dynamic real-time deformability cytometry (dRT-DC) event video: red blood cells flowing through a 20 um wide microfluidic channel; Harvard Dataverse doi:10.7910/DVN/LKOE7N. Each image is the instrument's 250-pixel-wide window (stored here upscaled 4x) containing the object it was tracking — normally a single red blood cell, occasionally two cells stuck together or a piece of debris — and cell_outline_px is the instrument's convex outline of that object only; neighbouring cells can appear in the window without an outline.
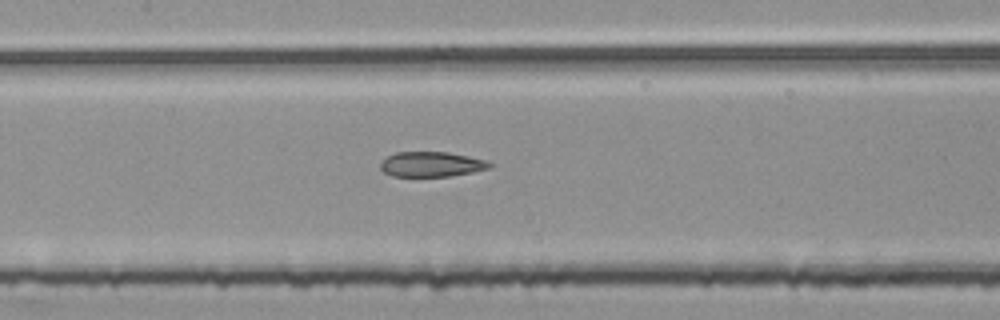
{"species": "common noctule bat (a hibernating species)", "species_latin": "Nyctalus noctula", "temperature_condition": "room temperature", "stored_images_in_passage": 39, "segment_of_instrument_passage": [2, 2], "camera_frame_rate_fps": 3000, "um_per_image_px": 0.085, "animal": {"sex": "female", "body_mass_g": 25.1}, "frame": {"image": 1, "passage_image": 11, "time_ms": 3.333, "image_size_px": [1000, 320], "cell_outline_px": [[492, 164], [488, 168], [472, 172], [448, 176], [392, 176], [384, 172], [380, 168], [380, 164], [388, 156], [396, 152], [448, 152], [488, 160]], "centroid_in_image_um": [36.67, 13.96], "position_along_channel_um": 170.7, "area_um2": 15.78}}
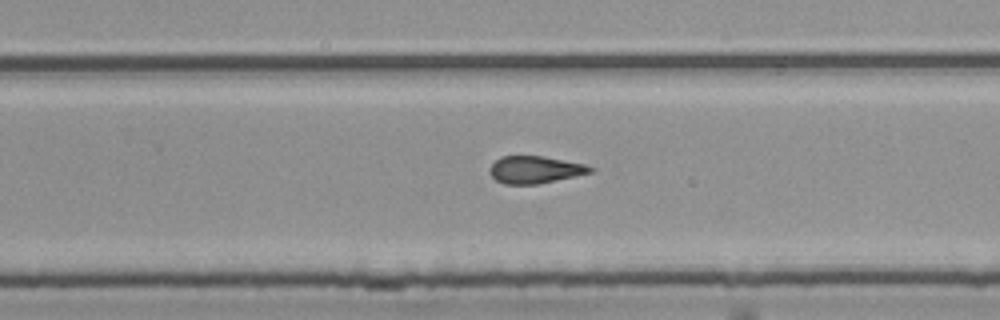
{"frame": {"image": 2, "passage_image": 20, "time_ms": 6.333, "image_size_px": [1000, 320], "cell_outline_px": [[596, 168], [592, 172], [536, 184], [504, 184], [496, 180], [488, 172], [488, 168], [500, 156], [544, 156], [584, 164]], "centroid_in_image_um": [45.44, 14.41], "position_along_channel_um": 284.4, "area_um2": 15.9}}
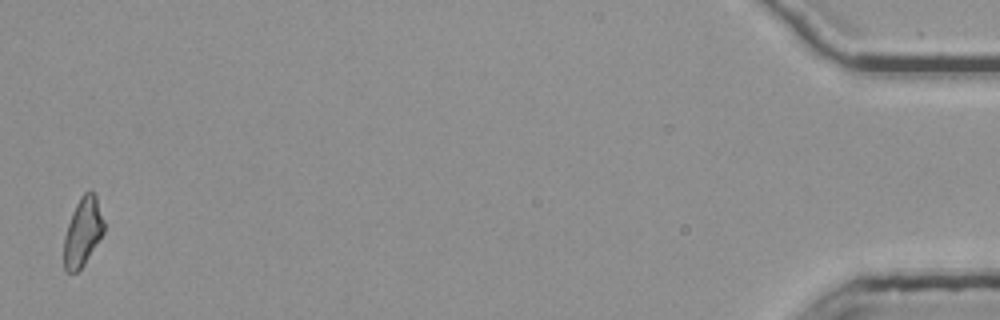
{"frame": {"image": 3, "passage_image": 39, "time_ms": 12.667, "image_size_px": [1000, 320], "cell_outline_px": [[104, 232], [84, 264], [76, 272], [68, 272], [64, 268], [64, 236], [72, 212], [80, 196], [84, 192], [92, 192], [96, 196], [104, 220]], "centroid_in_image_um": [7.03, 19.7], "position_along_channel_um": 428.2, "area_um2": 15.78}}